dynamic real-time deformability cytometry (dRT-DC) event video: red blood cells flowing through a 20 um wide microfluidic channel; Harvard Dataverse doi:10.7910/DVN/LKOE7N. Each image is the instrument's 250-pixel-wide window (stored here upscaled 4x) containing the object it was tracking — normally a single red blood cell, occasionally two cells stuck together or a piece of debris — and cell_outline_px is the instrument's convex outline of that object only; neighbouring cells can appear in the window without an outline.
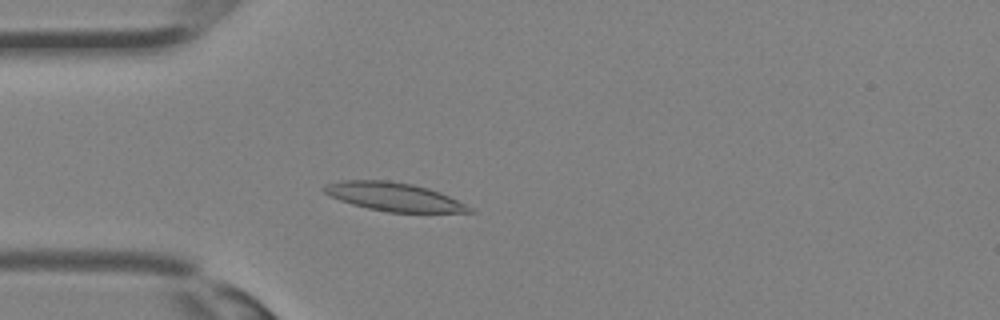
{"species": "Egyptian fruit bat (a non-hibernating species)", "species_latin": "Rousettus aegyptiacus", "temperature_condition": "room temperature", "stored_images_in_passage": 27, "camera_frame_rate_fps": 3000, "um_per_image_px": 0.085, "animal": {"sex": "female"}, "frame": {"image": 1, "passage_image": 2, "time_ms": 0.333, "image_size_px": [1000, 320], "cell_outline_px": [[476, 212], [388, 212], [368, 208], [352, 204], [340, 200], [324, 192], [320, 188], [328, 184], [344, 180], [388, 180], [412, 184], [428, 188], [440, 192], [472, 208]], "centroid_in_image_um": [33.47, 16.72], "position_along_channel_um": 51.5, "area_um2": 23.76}}
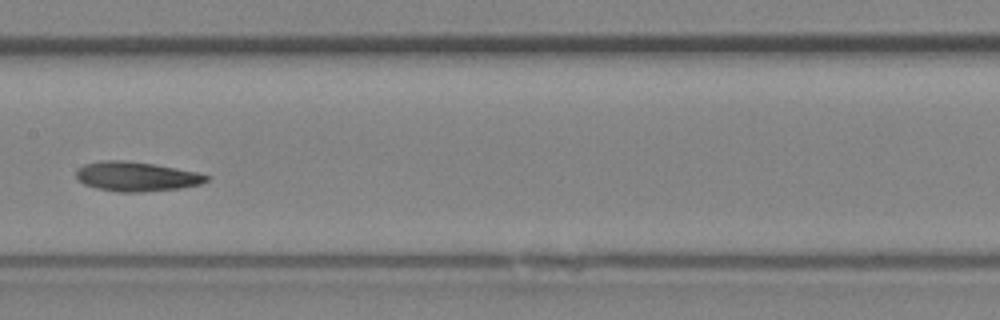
{"frame": {"image": 2, "passage_image": 10, "time_ms": 3.0, "image_size_px": [1000, 320], "cell_outline_px": [[212, 176], [208, 180], [200, 184], [180, 188], [140, 192], [120, 192], [96, 188], [84, 184], [76, 176], [76, 172], [84, 164], [104, 160], [124, 160], [156, 164], [196, 172]], "centroid_in_image_um": [11.62, 15.0], "position_along_channel_um": 195.8, "area_um2": 22.31}}
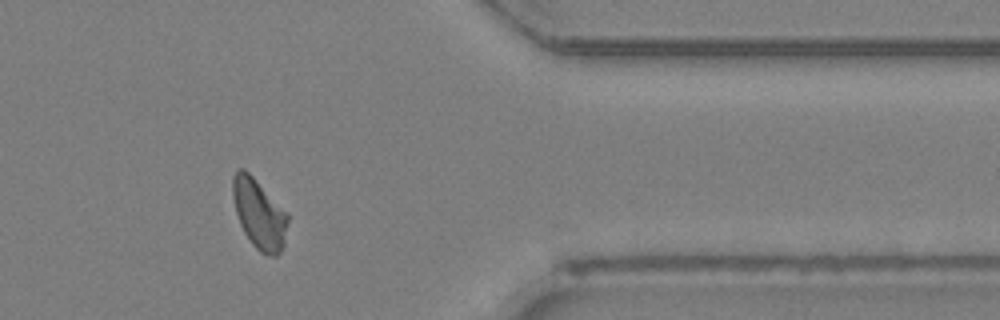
{"frame": {"image": 3, "passage_image": 21, "time_ms": 6.667, "image_size_px": [1000, 320], "cell_outline_px": [[288, 220], [284, 244], [280, 252], [276, 256], [272, 256], [260, 252], [252, 244], [244, 232], [240, 224], [236, 212], [232, 196], [232, 176], [236, 168], [244, 168], [288, 212]], "centroid_in_image_um": [22.02, 18.16], "position_along_channel_um": 389.4, "area_um2": 22.43}}